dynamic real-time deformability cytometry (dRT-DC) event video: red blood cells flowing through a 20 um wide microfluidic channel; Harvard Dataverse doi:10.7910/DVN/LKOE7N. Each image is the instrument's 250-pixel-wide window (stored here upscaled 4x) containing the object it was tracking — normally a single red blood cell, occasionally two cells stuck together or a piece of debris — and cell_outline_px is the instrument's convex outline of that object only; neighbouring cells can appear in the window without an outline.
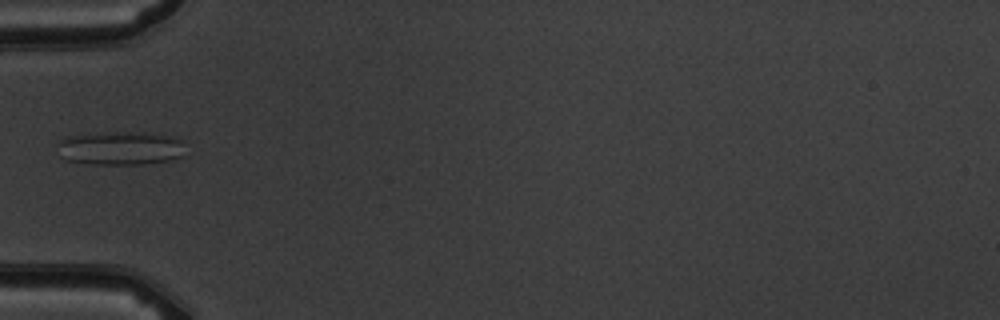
{"species": "common noctule bat (a hibernating species)", "species_latin": "Nyctalus noctula", "temperature_condition": "warm", "stored_images_in_passage": 4, "camera_frame_rate_fps": 3000, "um_per_image_px": 0.085, "animal": {"sex": "male", "body_mass_g": 19.5, "forearm_length_mm": 54.6}, "frame": {"image": 1, "passage_image": 3, "time_ms": 2.333, "image_size_px": [1000, 320], "cell_outline_px": [[184, 156], [172, 160], [144, 164], [92, 164], [64, 160], [60, 156], [56, 144], [60, 140], [72, 136], [112, 132], [128, 132], [168, 136], [184, 140]], "centroid_in_image_um": [10.25, 12.62], "position_along_channel_um": 74.8, "area_um2": 25.03}}
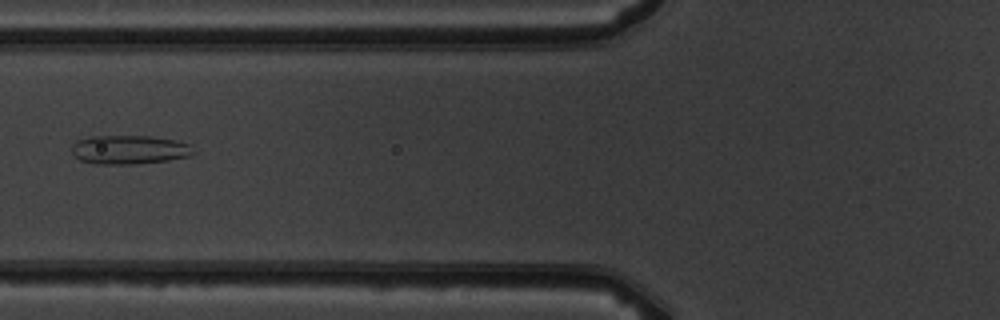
{"frame": {"image": 2, "passage_image": 4, "time_ms": 3.333, "image_size_px": [1000, 320], "cell_outline_px": [[196, 152], [188, 156], [168, 160], [136, 164], [96, 164], [80, 160], [72, 152], [72, 144], [76, 140], [92, 136], [152, 136], [176, 140], [188, 144]], "centroid_in_image_um": [10.97, 12.72], "position_along_channel_um": 114.8, "area_um2": 20.52}}